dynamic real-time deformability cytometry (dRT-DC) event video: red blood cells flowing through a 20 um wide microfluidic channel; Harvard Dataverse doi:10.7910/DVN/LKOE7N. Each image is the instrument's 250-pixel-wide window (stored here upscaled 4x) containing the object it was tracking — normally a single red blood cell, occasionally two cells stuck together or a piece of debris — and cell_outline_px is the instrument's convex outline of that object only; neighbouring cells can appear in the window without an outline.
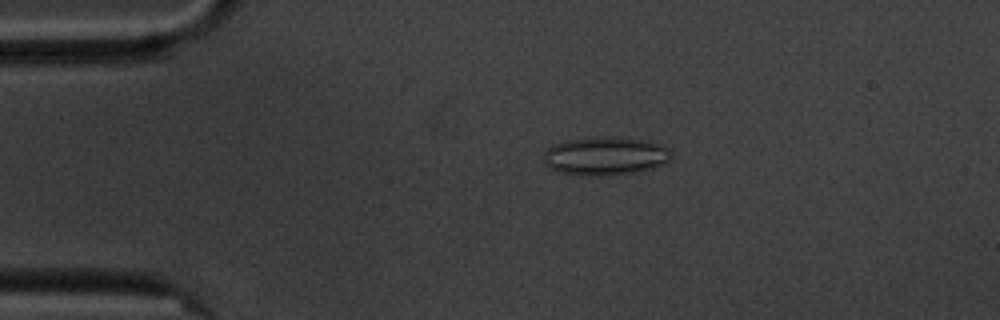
{"species": "common noctule bat (a hibernating species)", "species_latin": "Nyctalus noctula", "temperature_condition": "cold", "stored_images_in_passage": 6, "camera_frame_rate_fps": 3000, "um_per_image_px": 0.085, "animal": {"sex": "male", "body_mass_g": 20.1, "forearm_length_mm": 53.5}, "frame": {"image": 1, "passage_image": 4, "time_ms": 3.667, "image_size_px": [1000, 320], "cell_outline_px": [[672, 156], [668, 160], [660, 164], [648, 168], [632, 172], [588, 176], [560, 172], [544, 164], [544, 152], [548, 148], [556, 144], [568, 140], [640, 140], [656, 144], [668, 148]], "centroid_in_image_um": [51.38, 13.31], "position_along_channel_um": 33.6, "area_um2": 26.53}}
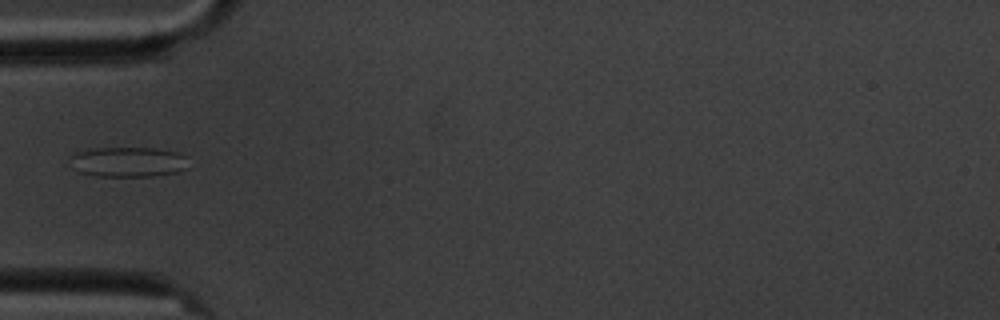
{"frame": {"image": 2, "passage_image": 6, "time_ms": 6.0, "image_size_px": [1000, 320], "cell_outline_px": [[188, 168], [176, 172], [152, 176], [96, 176], [80, 172], [72, 168], [72, 156], [76, 152], [92, 148], [156, 148], [180, 152], [184, 156]], "centroid_in_image_um": [10.9, 13.76], "position_along_channel_um": 74.1, "area_um2": 20.69}}